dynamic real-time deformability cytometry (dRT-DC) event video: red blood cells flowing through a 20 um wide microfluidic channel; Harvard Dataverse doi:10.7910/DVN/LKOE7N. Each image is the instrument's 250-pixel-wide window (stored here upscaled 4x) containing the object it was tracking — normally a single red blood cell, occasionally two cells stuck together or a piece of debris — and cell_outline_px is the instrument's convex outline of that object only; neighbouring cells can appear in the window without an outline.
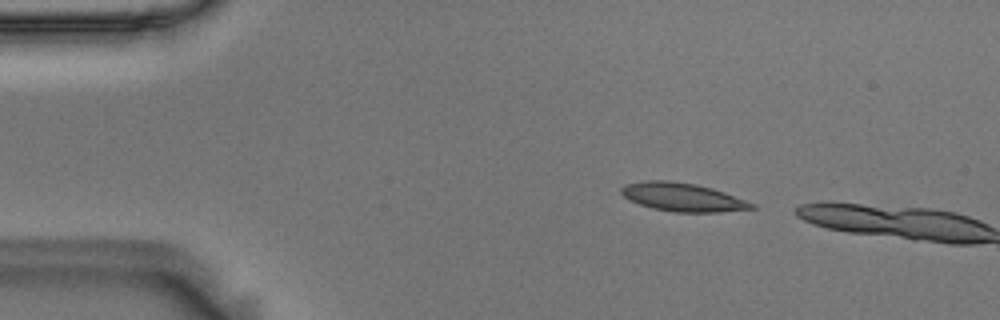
{"species": "Egyptian fruit bat (a non-hibernating species)", "species_latin": "Rousettus aegyptiacus", "temperature_condition": "room temperature", "stored_images_in_passage": 3, "camera_frame_rate_fps": 3000, "um_per_image_px": 0.085, "animal": {"sex": "male"}, "frame": {"image": 1, "passage_image": 1, "time_ms": 0.0, "image_size_px": [1000, 320], "cell_outline_px": [[756, 208], [720, 212], [676, 212], [652, 208], [628, 200], [620, 192], [620, 188], [624, 184], [648, 180], [668, 180], [696, 184], [712, 188], [724, 192], [756, 204]], "centroid_in_image_um": [58.0, 16.75], "position_along_channel_um": 27.0, "area_um2": 21.62}}